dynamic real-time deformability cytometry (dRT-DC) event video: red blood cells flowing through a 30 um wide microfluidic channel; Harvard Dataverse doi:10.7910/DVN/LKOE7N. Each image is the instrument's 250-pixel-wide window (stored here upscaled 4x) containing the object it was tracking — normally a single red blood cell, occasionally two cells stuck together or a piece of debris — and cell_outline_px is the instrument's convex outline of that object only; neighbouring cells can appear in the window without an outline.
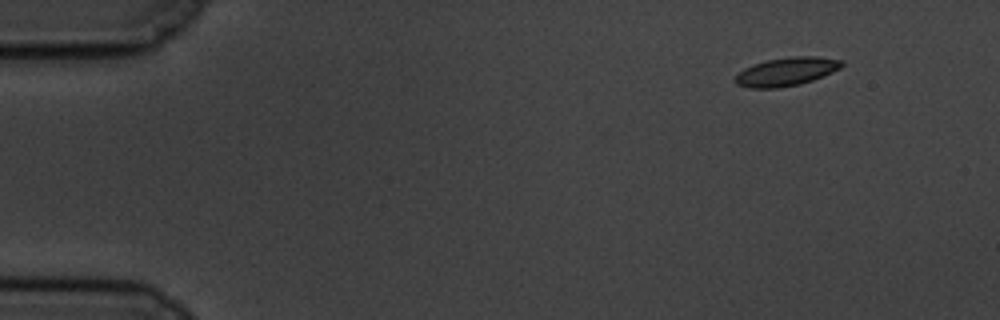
{"species": "common noctule bat (a hibernating species)", "species_latin": "Nyctalus noctula", "temperature_condition": "cold", "stored_images_in_passage": 53, "camera_frame_rate_fps": 3000, "um_per_image_px": 0.085, "animal": {"sex": "male", "body_mass_g": 19.5, "forearm_length_mm": 54.6}, "frame": {"image": 1, "passage_image": 1, "time_ms": 0.0, "image_size_px": [1000, 320], "cell_outline_px": [[844, 64], [840, 68], [832, 72], [812, 80], [800, 84], [776, 88], [748, 88], [736, 84], [736, 76], [744, 68], [752, 64], [768, 60], [792, 56], [816, 56], [844, 60]], "centroid_in_image_um": [66.86, 6.08], "position_along_channel_um": 18.1, "area_um2": 17.57}}
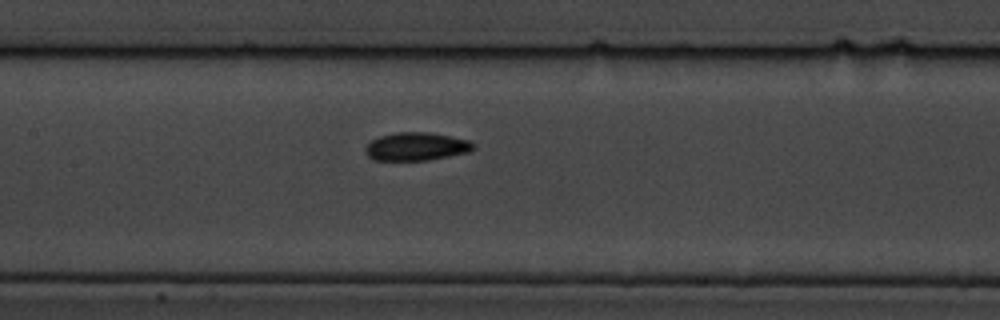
{"frame": {"image": 2, "passage_image": 23, "time_ms": 7.333, "image_size_px": [1000, 320], "cell_outline_px": [[476, 148], [468, 152], [428, 160], [372, 160], [364, 152], [364, 148], [372, 140], [380, 136], [396, 132], [428, 132], [468, 140], [476, 144]], "centroid_in_image_um": [35.37, 12.46], "position_along_channel_um": 172.0, "area_um2": 17.69}}
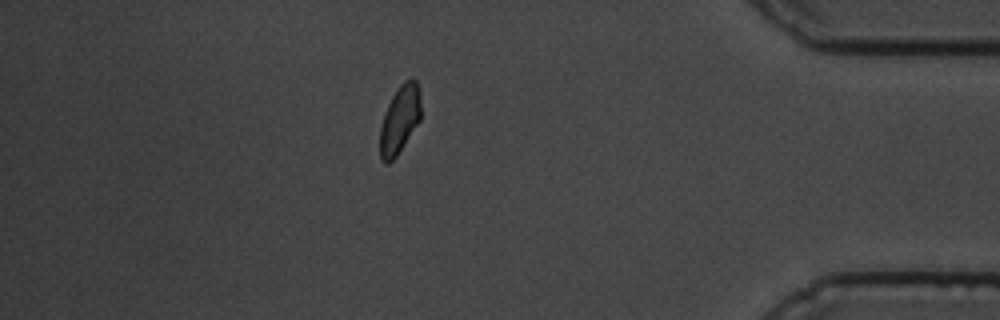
{"frame": {"image": 3, "passage_image": 46, "time_ms": 15.0, "image_size_px": [1000, 320], "cell_outline_px": [[420, 120], [396, 156], [388, 164], [384, 164], [380, 160], [380, 128], [384, 112], [396, 88], [404, 80], [412, 76], [416, 80], [420, 92]], "centroid_in_image_um": [33.97, 10.13], "position_along_channel_um": 401.2, "area_um2": 16.36}, "authors_computed_cell_mechanics": {"area_um2": 16.9932, "velocity_mm_per_s": 3.4631, "shape_relaxation_time_tau1_ms": 2.8727, "shape_relaxation_time_tau2_ms": 2.0431, "deformation_change_tau1": 0.0884, "deformation_change_tau2": 0.0623}}